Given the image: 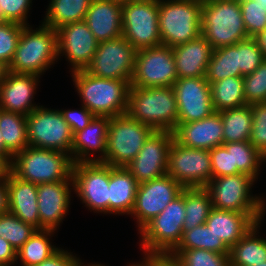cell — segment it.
Instances as JSON below:
<instances>
[{"instance_id":"1","label":"cell","mask_w":266,"mask_h":266,"mask_svg":"<svg viewBox=\"0 0 266 266\" xmlns=\"http://www.w3.org/2000/svg\"><path fill=\"white\" fill-rule=\"evenodd\" d=\"M126 113L154 131L173 132L178 121V106L173 87L130 86Z\"/></svg>"},{"instance_id":"2","label":"cell","mask_w":266,"mask_h":266,"mask_svg":"<svg viewBox=\"0 0 266 266\" xmlns=\"http://www.w3.org/2000/svg\"><path fill=\"white\" fill-rule=\"evenodd\" d=\"M71 73L82 105L92 114L107 117L126 114L130 88L127 81L95 77L85 70Z\"/></svg>"},{"instance_id":"3","label":"cell","mask_w":266,"mask_h":266,"mask_svg":"<svg viewBox=\"0 0 266 266\" xmlns=\"http://www.w3.org/2000/svg\"><path fill=\"white\" fill-rule=\"evenodd\" d=\"M57 31L41 24L35 30L24 26L8 68L15 73L41 76L57 62Z\"/></svg>"},{"instance_id":"4","label":"cell","mask_w":266,"mask_h":266,"mask_svg":"<svg viewBox=\"0 0 266 266\" xmlns=\"http://www.w3.org/2000/svg\"><path fill=\"white\" fill-rule=\"evenodd\" d=\"M255 181L244 173L220 176L212 178L205 189L211 196L213 208L246 213L259 223L266 213V203L264 198L251 193Z\"/></svg>"},{"instance_id":"5","label":"cell","mask_w":266,"mask_h":266,"mask_svg":"<svg viewBox=\"0 0 266 266\" xmlns=\"http://www.w3.org/2000/svg\"><path fill=\"white\" fill-rule=\"evenodd\" d=\"M73 164L65 152L28 146L13 156L9 170L34 184L53 183L68 180L72 176Z\"/></svg>"},{"instance_id":"6","label":"cell","mask_w":266,"mask_h":266,"mask_svg":"<svg viewBox=\"0 0 266 266\" xmlns=\"http://www.w3.org/2000/svg\"><path fill=\"white\" fill-rule=\"evenodd\" d=\"M201 35L213 49L231 46L249 38L239 0H217L203 3Z\"/></svg>"},{"instance_id":"7","label":"cell","mask_w":266,"mask_h":266,"mask_svg":"<svg viewBox=\"0 0 266 266\" xmlns=\"http://www.w3.org/2000/svg\"><path fill=\"white\" fill-rule=\"evenodd\" d=\"M202 4L195 0H159L162 45L174 48L201 35Z\"/></svg>"},{"instance_id":"8","label":"cell","mask_w":266,"mask_h":266,"mask_svg":"<svg viewBox=\"0 0 266 266\" xmlns=\"http://www.w3.org/2000/svg\"><path fill=\"white\" fill-rule=\"evenodd\" d=\"M154 130L131 118L127 113L110 117L106 155L102 163L126 167L139 153Z\"/></svg>"},{"instance_id":"9","label":"cell","mask_w":266,"mask_h":266,"mask_svg":"<svg viewBox=\"0 0 266 266\" xmlns=\"http://www.w3.org/2000/svg\"><path fill=\"white\" fill-rule=\"evenodd\" d=\"M185 218L184 189L140 231L144 253L170 254L180 243Z\"/></svg>"},{"instance_id":"10","label":"cell","mask_w":266,"mask_h":266,"mask_svg":"<svg viewBox=\"0 0 266 266\" xmlns=\"http://www.w3.org/2000/svg\"><path fill=\"white\" fill-rule=\"evenodd\" d=\"M26 122L30 147L65 152L71 157L73 134L60 110L36 107Z\"/></svg>"},{"instance_id":"11","label":"cell","mask_w":266,"mask_h":266,"mask_svg":"<svg viewBox=\"0 0 266 266\" xmlns=\"http://www.w3.org/2000/svg\"><path fill=\"white\" fill-rule=\"evenodd\" d=\"M159 0H129L122 4V36L137 50L162 45Z\"/></svg>"},{"instance_id":"12","label":"cell","mask_w":266,"mask_h":266,"mask_svg":"<svg viewBox=\"0 0 266 266\" xmlns=\"http://www.w3.org/2000/svg\"><path fill=\"white\" fill-rule=\"evenodd\" d=\"M137 51L123 36L100 42L85 71L95 77L124 80L130 84Z\"/></svg>"},{"instance_id":"13","label":"cell","mask_w":266,"mask_h":266,"mask_svg":"<svg viewBox=\"0 0 266 266\" xmlns=\"http://www.w3.org/2000/svg\"><path fill=\"white\" fill-rule=\"evenodd\" d=\"M167 174L184 188H205L212 180L209 150L186 147L174 139L169 149Z\"/></svg>"},{"instance_id":"14","label":"cell","mask_w":266,"mask_h":266,"mask_svg":"<svg viewBox=\"0 0 266 266\" xmlns=\"http://www.w3.org/2000/svg\"><path fill=\"white\" fill-rule=\"evenodd\" d=\"M177 79L171 47L159 45L137 51L131 87H172Z\"/></svg>"},{"instance_id":"15","label":"cell","mask_w":266,"mask_h":266,"mask_svg":"<svg viewBox=\"0 0 266 266\" xmlns=\"http://www.w3.org/2000/svg\"><path fill=\"white\" fill-rule=\"evenodd\" d=\"M74 192L82 203L97 213H109L110 165L102 162L73 164Z\"/></svg>"},{"instance_id":"16","label":"cell","mask_w":266,"mask_h":266,"mask_svg":"<svg viewBox=\"0 0 266 266\" xmlns=\"http://www.w3.org/2000/svg\"><path fill=\"white\" fill-rule=\"evenodd\" d=\"M184 187L169 174L138 184L131 216L136 218L140 231L181 194Z\"/></svg>"},{"instance_id":"17","label":"cell","mask_w":266,"mask_h":266,"mask_svg":"<svg viewBox=\"0 0 266 266\" xmlns=\"http://www.w3.org/2000/svg\"><path fill=\"white\" fill-rule=\"evenodd\" d=\"M173 140L171 131H154L145 141L137 156L126 165L138 184L167 174L168 154Z\"/></svg>"},{"instance_id":"18","label":"cell","mask_w":266,"mask_h":266,"mask_svg":"<svg viewBox=\"0 0 266 266\" xmlns=\"http://www.w3.org/2000/svg\"><path fill=\"white\" fill-rule=\"evenodd\" d=\"M172 87L178 106L177 123L198 121L215 112L206 77L178 78Z\"/></svg>"},{"instance_id":"19","label":"cell","mask_w":266,"mask_h":266,"mask_svg":"<svg viewBox=\"0 0 266 266\" xmlns=\"http://www.w3.org/2000/svg\"><path fill=\"white\" fill-rule=\"evenodd\" d=\"M58 57L64 56L72 66L70 71L85 70L90 64L99 42L84 20L56 29ZM62 54V55H61Z\"/></svg>"},{"instance_id":"20","label":"cell","mask_w":266,"mask_h":266,"mask_svg":"<svg viewBox=\"0 0 266 266\" xmlns=\"http://www.w3.org/2000/svg\"><path fill=\"white\" fill-rule=\"evenodd\" d=\"M72 189V176L66 181L37 184L40 229H59L69 211Z\"/></svg>"},{"instance_id":"21","label":"cell","mask_w":266,"mask_h":266,"mask_svg":"<svg viewBox=\"0 0 266 266\" xmlns=\"http://www.w3.org/2000/svg\"><path fill=\"white\" fill-rule=\"evenodd\" d=\"M39 76L9 71L0 85V109L29 115L40 105L33 104Z\"/></svg>"},{"instance_id":"22","label":"cell","mask_w":266,"mask_h":266,"mask_svg":"<svg viewBox=\"0 0 266 266\" xmlns=\"http://www.w3.org/2000/svg\"><path fill=\"white\" fill-rule=\"evenodd\" d=\"M174 139L181 145L210 150L220 146L223 141V124L219 112L189 123H177L173 131Z\"/></svg>"},{"instance_id":"23","label":"cell","mask_w":266,"mask_h":266,"mask_svg":"<svg viewBox=\"0 0 266 266\" xmlns=\"http://www.w3.org/2000/svg\"><path fill=\"white\" fill-rule=\"evenodd\" d=\"M110 117L95 116L82 130L73 134L71 159L74 164L81 162H102L106 155L107 132ZM100 153V157H91Z\"/></svg>"},{"instance_id":"24","label":"cell","mask_w":266,"mask_h":266,"mask_svg":"<svg viewBox=\"0 0 266 266\" xmlns=\"http://www.w3.org/2000/svg\"><path fill=\"white\" fill-rule=\"evenodd\" d=\"M122 4L115 0L90 3L84 21L99 43L122 37Z\"/></svg>"},{"instance_id":"25","label":"cell","mask_w":266,"mask_h":266,"mask_svg":"<svg viewBox=\"0 0 266 266\" xmlns=\"http://www.w3.org/2000/svg\"><path fill=\"white\" fill-rule=\"evenodd\" d=\"M8 211L25 223L40 229L37 184L22 180L10 170L6 175Z\"/></svg>"},{"instance_id":"26","label":"cell","mask_w":266,"mask_h":266,"mask_svg":"<svg viewBox=\"0 0 266 266\" xmlns=\"http://www.w3.org/2000/svg\"><path fill=\"white\" fill-rule=\"evenodd\" d=\"M172 49L178 78L206 76L213 48L202 35Z\"/></svg>"},{"instance_id":"27","label":"cell","mask_w":266,"mask_h":266,"mask_svg":"<svg viewBox=\"0 0 266 266\" xmlns=\"http://www.w3.org/2000/svg\"><path fill=\"white\" fill-rule=\"evenodd\" d=\"M205 224L230 249L256 222L246 213L212 208Z\"/></svg>"},{"instance_id":"28","label":"cell","mask_w":266,"mask_h":266,"mask_svg":"<svg viewBox=\"0 0 266 266\" xmlns=\"http://www.w3.org/2000/svg\"><path fill=\"white\" fill-rule=\"evenodd\" d=\"M137 188L138 182L126 167L110 166L109 214L130 215Z\"/></svg>"},{"instance_id":"29","label":"cell","mask_w":266,"mask_h":266,"mask_svg":"<svg viewBox=\"0 0 266 266\" xmlns=\"http://www.w3.org/2000/svg\"><path fill=\"white\" fill-rule=\"evenodd\" d=\"M260 225L256 223L229 249L230 266H255L266 261V239L257 236Z\"/></svg>"},{"instance_id":"30","label":"cell","mask_w":266,"mask_h":266,"mask_svg":"<svg viewBox=\"0 0 266 266\" xmlns=\"http://www.w3.org/2000/svg\"><path fill=\"white\" fill-rule=\"evenodd\" d=\"M91 2L92 0H51L42 24L56 30L63 25L82 21Z\"/></svg>"},{"instance_id":"31","label":"cell","mask_w":266,"mask_h":266,"mask_svg":"<svg viewBox=\"0 0 266 266\" xmlns=\"http://www.w3.org/2000/svg\"><path fill=\"white\" fill-rule=\"evenodd\" d=\"M54 233L50 229H37L16 251V260H20L22 266H36L48 259L60 249L51 244L50 238Z\"/></svg>"},{"instance_id":"32","label":"cell","mask_w":266,"mask_h":266,"mask_svg":"<svg viewBox=\"0 0 266 266\" xmlns=\"http://www.w3.org/2000/svg\"><path fill=\"white\" fill-rule=\"evenodd\" d=\"M224 143L249 141L252 130L251 105L219 111Z\"/></svg>"},{"instance_id":"33","label":"cell","mask_w":266,"mask_h":266,"mask_svg":"<svg viewBox=\"0 0 266 266\" xmlns=\"http://www.w3.org/2000/svg\"><path fill=\"white\" fill-rule=\"evenodd\" d=\"M243 77H227L210 83L215 112L246 105Z\"/></svg>"},{"instance_id":"34","label":"cell","mask_w":266,"mask_h":266,"mask_svg":"<svg viewBox=\"0 0 266 266\" xmlns=\"http://www.w3.org/2000/svg\"><path fill=\"white\" fill-rule=\"evenodd\" d=\"M0 130L6 149L13 156L29 146L25 115L0 109Z\"/></svg>"},{"instance_id":"35","label":"cell","mask_w":266,"mask_h":266,"mask_svg":"<svg viewBox=\"0 0 266 266\" xmlns=\"http://www.w3.org/2000/svg\"><path fill=\"white\" fill-rule=\"evenodd\" d=\"M184 205L183 232L205 224L213 208L211 196L205 188H184Z\"/></svg>"},{"instance_id":"36","label":"cell","mask_w":266,"mask_h":266,"mask_svg":"<svg viewBox=\"0 0 266 266\" xmlns=\"http://www.w3.org/2000/svg\"><path fill=\"white\" fill-rule=\"evenodd\" d=\"M205 77L209 83L227 77H243L238 67L237 43L231 46L213 49Z\"/></svg>"},{"instance_id":"37","label":"cell","mask_w":266,"mask_h":266,"mask_svg":"<svg viewBox=\"0 0 266 266\" xmlns=\"http://www.w3.org/2000/svg\"><path fill=\"white\" fill-rule=\"evenodd\" d=\"M175 249H204L219 254H229V248L206 224L184 231Z\"/></svg>"},{"instance_id":"38","label":"cell","mask_w":266,"mask_h":266,"mask_svg":"<svg viewBox=\"0 0 266 266\" xmlns=\"http://www.w3.org/2000/svg\"><path fill=\"white\" fill-rule=\"evenodd\" d=\"M228 255L204 249H174L169 254L180 266H230Z\"/></svg>"},{"instance_id":"39","label":"cell","mask_w":266,"mask_h":266,"mask_svg":"<svg viewBox=\"0 0 266 266\" xmlns=\"http://www.w3.org/2000/svg\"><path fill=\"white\" fill-rule=\"evenodd\" d=\"M37 230L9 211L0 215V237L7 240L17 251Z\"/></svg>"},{"instance_id":"40","label":"cell","mask_w":266,"mask_h":266,"mask_svg":"<svg viewBox=\"0 0 266 266\" xmlns=\"http://www.w3.org/2000/svg\"><path fill=\"white\" fill-rule=\"evenodd\" d=\"M233 167L244 174L258 179L263 156L249 141L232 142Z\"/></svg>"},{"instance_id":"41","label":"cell","mask_w":266,"mask_h":266,"mask_svg":"<svg viewBox=\"0 0 266 266\" xmlns=\"http://www.w3.org/2000/svg\"><path fill=\"white\" fill-rule=\"evenodd\" d=\"M248 37L255 38L266 28V6L256 0H239Z\"/></svg>"},{"instance_id":"42","label":"cell","mask_w":266,"mask_h":266,"mask_svg":"<svg viewBox=\"0 0 266 266\" xmlns=\"http://www.w3.org/2000/svg\"><path fill=\"white\" fill-rule=\"evenodd\" d=\"M237 60L240 73L244 76L253 73L265 60L255 38L237 42Z\"/></svg>"},{"instance_id":"43","label":"cell","mask_w":266,"mask_h":266,"mask_svg":"<svg viewBox=\"0 0 266 266\" xmlns=\"http://www.w3.org/2000/svg\"><path fill=\"white\" fill-rule=\"evenodd\" d=\"M246 105L266 102V59L253 73L243 76Z\"/></svg>"},{"instance_id":"44","label":"cell","mask_w":266,"mask_h":266,"mask_svg":"<svg viewBox=\"0 0 266 266\" xmlns=\"http://www.w3.org/2000/svg\"><path fill=\"white\" fill-rule=\"evenodd\" d=\"M212 166V178L240 174L237 167H233L232 142L223 143L209 150Z\"/></svg>"},{"instance_id":"45","label":"cell","mask_w":266,"mask_h":266,"mask_svg":"<svg viewBox=\"0 0 266 266\" xmlns=\"http://www.w3.org/2000/svg\"><path fill=\"white\" fill-rule=\"evenodd\" d=\"M24 25L5 21L0 23V61L9 66Z\"/></svg>"},{"instance_id":"46","label":"cell","mask_w":266,"mask_h":266,"mask_svg":"<svg viewBox=\"0 0 266 266\" xmlns=\"http://www.w3.org/2000/svg\"><path fill=\"white\" fill-rule=\"evenodd\" d=\"M252 130L249 142L264 156L266 154V102L251 105Z\"/></svg>"},{"instance_id":"47","label":"cell","mask_w":266,"mask_h":266,"mask_svg":"<svg viewBox=\"0 0 266 266\" xmlns=\"http://www.w3.org/2000/svg\"><path fill=\"white\" fill-rule=\"evenodd\" d=\"M31 3L32 0H0V11L6 21L29 26L27 15Z\"/></svg>"},{"instance_id":"48","label":"cell","mask_w":266,"mask_h":266,"mask_svg":"<svg viewBox=\"0 0 266 266\" xmlns=\"http://www.w3.org/2000/svg\"><path fill=\"white\" fill-rule=\"evenodd\" d=\"M64 117V120L69 125L72 134L75 132L84 129L95 117L85 106H81V109L78 110H61Z\"/></svg>"},{"instance_id":"49","label":"cell","mask_w":266,"mask_h":266,"mask_svg":"<svg viewBox=\"0 0 266 266\" xmlns=\"http://www.w3.org/2000/svg\"><path fill=\"white\" fill-rule=\"evenodd\" d=\"M36 266H86L79 257L74 256L72 252H68L64 249H59L56 253L50 256L48 259L43 260Z\"/></svg>"},{"instance_id":"50","label":"cell","mask_w":266,"mask_h":266,"mask_svg":"<svg viewBox=\"0 0 266 266\" xmlns=\"http://www.w3.org/2000/svg\"><path fill=\"white\" fill-rule=\"evenodd\" d=\"M16 262V250L7 240L0 237V266H11Z\"/></svg>"},{"instance_id":"51","label":"cell","mask_w":266,"mask_h":266,"mask_svg":"<svg viewBox=\"0 0 266 266\" xmlns=\"http://www.w3.org/2000/svg\"><path fill=\"white\" fill-rule=\"evenodd\" d=\"M144 260L141 263H130L128 266H160V254L144 253Z\"/></svg>"},{"instance_id":"52","label":"cell","mask_w":266,"mask_h":266,"mask_svg":"<svg viewBox=\"0 0 266 266\" xmlns=\"http://www.w3.org/2000/svg\"><path fill=\"white\" fill-rule=\"evenodd\" d=\"M8 211L6 178L0 180V215Z\"/></svg>"},{"instance_id":"53","label":"cell","mask_w":266,"mask_h":266,"mask_svg":"<svg viewBox=\"0 0 266 266\" xmlns=\"http://www.w3.org/2000/svg\"><path fill=\"white\" fill-rule=\"evenodd\" d=\"M0 157L10 166L13 160V155L6 149L3 142V137L1 136L0 130Z\"/></svg>"},{"instance_id":"54","label":"cell","mask_w":266,"mask_h":266,"mask_svg":"<svg viewBox=\"0 0 266 266\" xmlns=\"http://www.w3.org/2000/svg\"><path fill=\"white\" fill-rule=\"evenodd\" d=\"M258 42L259 48L261 49L266 59V28L255 37Z\"/></svg>"},{"instance_id":"55","label":"cell","mask_w":266,"mask_h":266,"mask_svg":"<svg viewBox=\"0 0 266 266\" xmlns=\"http://www.w3.org/2000/svg\"><path fill=\"white\" fill-rule=\"evenodd\" d=\"M160 266H180L169 254H160Z\"/></svg>"},{"instance_id":"56","label":"cell","mask_w":266,"mask_h":266,"mask_svg":"<svg viewBox=\"0 0 266 266\" xmlns=\"http://www.w3.org/2000/svg\"><path fill=\"white\" fill-rule=\"evenodd\" d=\"M9 165L0 157V180L6 178Z\"/></svg>"},{"instance_id":"57","label":"cell","mask_w":266,"mask_h":266,"mask_svg":"<svg viewBox=\"0 0 266 266\" xmlns=\"http://www.w3.org/2000/svg\"><path fill=\"white\" fill-rule=\"evenodd\" d=\"M9 72L8 65L5 64L4 62L0 61V85L6 78L7 74Z\"/></svg>"},{"instance_id":"58","label":"cell","mask_w":266,"mask_h":266,"mask_svg":"<svg viewBox=\"0 0 266 266\" xmlns=\"http://www.w3.org/2000/svg\"><path fill=\"white\" fill-rule=\"evenodd\" d=\"M195 1L203 4V3H206V2H212V1H217V0H195Z\"/></svg>"},{"instance_id":"59","label":"cell","mask_w":266,"mask_h":266,"mask_svg":"<svg viewBox=\"0 0 266 266\" xmlns=\"http://www.w3.org/2000/svg\"><path fill=\"white\" fill-rule=\"evenodd\" d=\"M6 20L4 19V17H3V15H2V13H1V11H0V23H3V22H5Z\"/></svg>"},{"instance_id":"60","label":"cell","mask_w":266,"mask_h":266,"mask_svg":"<svg viewBox=\"0 0 266 266\" xmlns=\"http://www.w3.org/2000/svg\"><path fill=\"white\" fill-rule=\"evenodd\" d=\"M90 264V265H89ZM87 266H106V265H103V264H96V263H89Z\"/></svg>"},{"instance_id":"61","label":"cell","mask_w":266,"mask_h":266,"mask_svg":"<svg viewBox=\"0 0 266 266\" xmlns=\"http://www.w3.org/2000/svg\"><path fill=\"white\" fill-rule=\"evenodd\" d=\"M259 1L261 4H263V6H266V0H257Z\"/></svg>"},{"instance_id":"62","label":"cell","mask_w":266,"mask_h":266,"mask_svg":"<svg viewBox=\"0 0 266 266\" xmlns=\"http://www.w3.org/2000/svg\"><path fill=\"white\" fill-rule=\"evenodd\" d=\"M255 266H266V261L264 263L256 264Z\"/></svg>"},{"instance_id":"63","label":"cell","mask_w":266,"mask_h":266,"mask_svg":"<svg viewBox=\"0 0 266 266\" xmlns=\"http://www.w3.org/2000/svg\"><path fill=\"white\" fill-rule=\"evenodd\" d=\"M115 1H118V2H122V3H124V2H127V1H129V0H115Z\"/></svg>"},{"instance_id":"64","label":"cell","mask_w":266,"mask_h":266,"mask_svg":"<svg viewBox=\"0 0 266 266\" xmlns=\"http://www.w3.org/2000/svg\"><path fill=\"white\" fill-rule=\"evenodd\" d=\"M263 162H266V154L263 156Z\"/></svg>"}]
</instances>
